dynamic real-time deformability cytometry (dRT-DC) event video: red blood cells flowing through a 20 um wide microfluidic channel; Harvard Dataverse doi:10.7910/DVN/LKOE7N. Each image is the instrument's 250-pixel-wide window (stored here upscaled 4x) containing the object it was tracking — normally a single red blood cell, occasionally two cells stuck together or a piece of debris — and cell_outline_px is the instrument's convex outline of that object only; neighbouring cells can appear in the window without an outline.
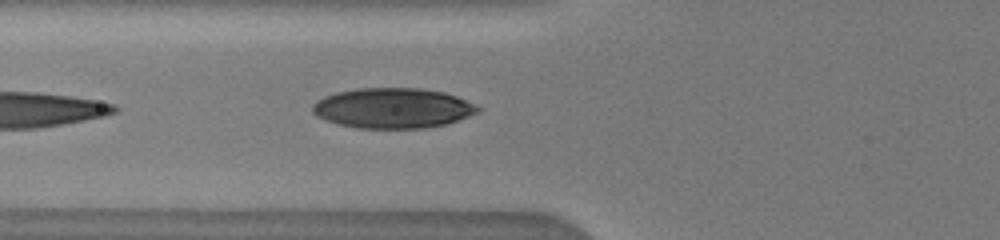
{"species": "human", "species_latin": "Homo sapiens", "temperature_condition": "warm", "stored_images_in_passage": 17, "camera_frame_rate_fps": 3000, "um_per_image_px": 0.085, "donor": {"sex": "male"}, "frame": {"image": 1, "passage_image": 17, "time_ms": 6.333, "image_size_px": [1000, 240], "cell_outline_px": [[480, 112], [448, 124], [424, 128], [356, 128], [340, 124], [316, 116], [312, 112], [312, 104], [324, 96], [336, 92], [356, 88], [420, 88], [444, 92], [456, 96], [476, 104], [480, 108]], "centroid_in_image_um": [33.41, 9.19], "position_along_channel_um": 92.4, "area_um2": 38.9}}